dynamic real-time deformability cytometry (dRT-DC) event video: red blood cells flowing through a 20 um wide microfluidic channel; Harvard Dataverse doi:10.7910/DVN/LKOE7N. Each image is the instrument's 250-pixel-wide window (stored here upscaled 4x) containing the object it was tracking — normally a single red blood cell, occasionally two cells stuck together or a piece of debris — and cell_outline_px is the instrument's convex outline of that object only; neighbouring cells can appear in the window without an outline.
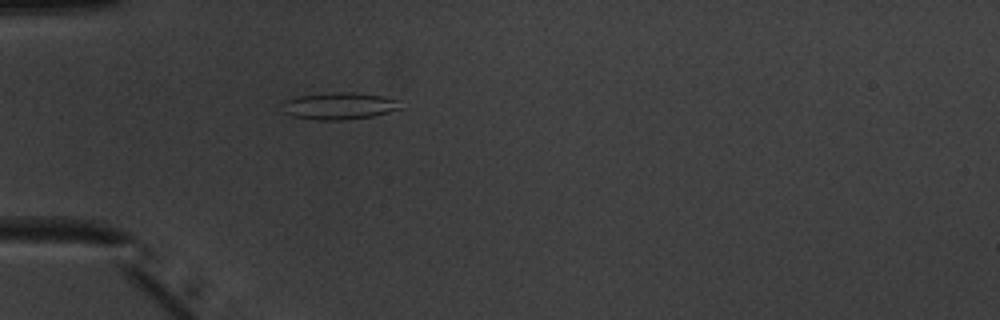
{"species": "common noctule bat (a hibernating species)", "species_latin": "Nyctalus noctula", "temperature_condition": "warm", "stored_images_in_passage": 44, "camera_frame_rate_fps": 3000, "um_per_image_px": 0.085, "animal": {"sex": "male", "body_mass_g": 20.1, "forearm_length_mm": 53.5}, "frame": {"image": 1, "passage_image": 9, "time_ms": 2.667, "image_size_px": [1000, 320], "cell_outline_px": [[400, 108], [388, 112], [372, 116], [344, 120], [316, 120], [292, 116], [284, 112], [280, 104], [280, 100], [300, 96], [332, 92], [352, 92], [384, 96], [396, 100]], "centroid_in_image_um": [28.73, 9.0], "position_along_channel_um": 56.3, "area_um2": 18.61}}
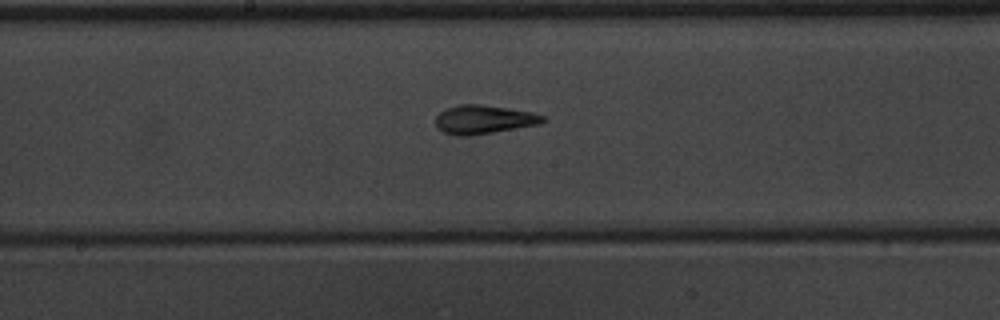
{"frame": {"image": 2, "passage_image": 21, "time_ms": 6.667, "image_size_px": [1000, 320], "cell_outline_px": [[548, 120], [536, 124], [492, 132], [468, 136], [456, 136], [444, 132], [436, 128], [436, 116], [440, 112], [456, 104], [480, 104], [508, 108], [532, 112], [544, 116]], "centroid_in_image_um": [41.08, 10.15], "position_along_channel_um": 207.1, "area_um2": 17.8}}
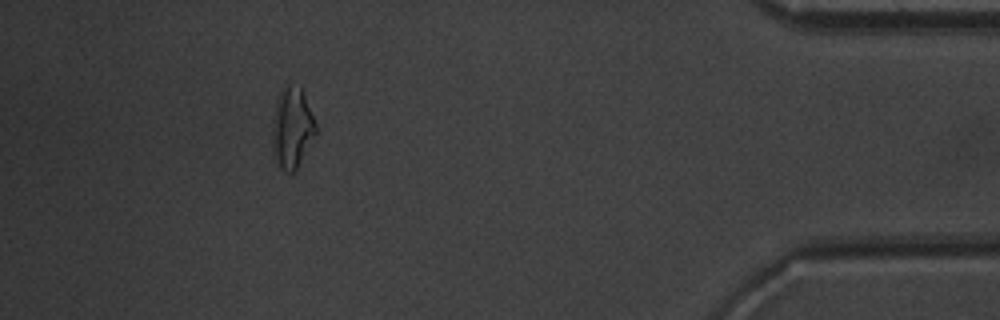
{"frame": {"image": 3, "passage_image": 40, "time_ms": 13.0, "image_size_px": [1000, 320], "cell_outline_px": [[316, 136], [296, 168], [292, 172], [288, 172], [280, 168], [272, 148], [272, 128], [276, 100], [280, 92], [288, 84], [300, 84], [304, 92], [316, 124]], "centroid_in_image_um": [24.84, 10.82], "position_along_channel_um": 410.4, "area_um2": 20.46}, "authors_computed_cell_mechanics": {"area_um2": 17.8024, "velocity_mm_per_s": 3.9817, "shape_relaxation_time_tau1_ms": null, "shape_relaxation_time_tau2_ms": 1.7269, "deformation_change_tau1": null, "deformation_change_tau2": 0.0824}}